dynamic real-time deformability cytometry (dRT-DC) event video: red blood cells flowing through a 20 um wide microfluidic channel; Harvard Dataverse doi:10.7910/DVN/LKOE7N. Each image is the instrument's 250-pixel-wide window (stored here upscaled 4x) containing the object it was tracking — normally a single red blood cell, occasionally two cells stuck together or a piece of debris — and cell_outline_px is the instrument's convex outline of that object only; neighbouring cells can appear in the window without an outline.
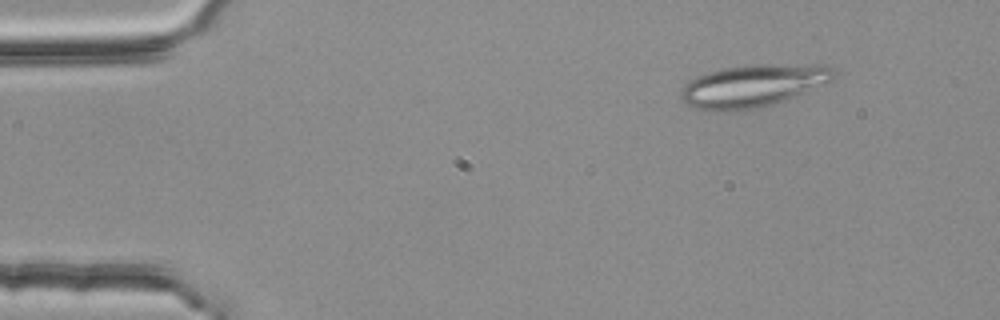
{"species": "common noctule bat (a hibernating species)", "species_latin": "Nyctalus noctula", "temperature_condition": "room temperature", "stored_images_in_passage": 2, "camera_frame_rate_fps": 3000, "um_per_image_px": 0.085, "animal": {"sex": "female", "body_mass_g": 25.1}, "frame": {"image": 1, "passage_image": 1, "time_ms": 0.0, "image_size_px": [1000, 320], "cell_outline_px": [[840, 72], [836, 80], [764, 108], [744, 112], [704, 112], [684, 104], [680, 96], [680, 88], [684, 84], [696, 76], [704, 72], [720, 68], [756, 64], [828, 64], [836, 68]], "centroid_in_image_um": [64.03, 7.31], "position_along_channel_um": 21.0, "area_um2": 39.77}}